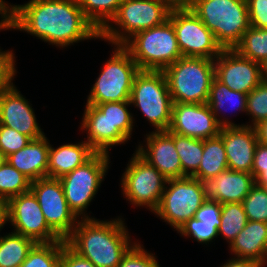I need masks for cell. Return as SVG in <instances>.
Segmentation results:
<instances>
[{"label": "cell", "mask_w": 267, "mask_h": 267, "mask_svg": "<svg viewBox=\"0 0 267 267\" xmlns=\"http://www.w3.org/2000/svg\"><path fill=\"white\" fill-rule=\"evenodd\" d=\"M11 28L58 47L100 38V32L84 16L77 0H31L12 5Z\"/></svg>", "instance_id": "obj_1"}, {"label": "cell", "mask_w": 267, "mask_h": 267, "mask_svg": "<svg viewBox=\"0 0 267 267\" xmlns=\"http://www.w3.org/2000/svg\"><path fill=\"white\" fill-rule=\"evenodd\" d=\"M123 222L119 217L112 221L78 220L66 243L96 267H117L135 244L131 243Z\"/></svg>", "instance_id": "obj_2"}, {"label": "cell", "mask_w": 267, "mask_h": 267, "mask_svg": "<svg viewBox=\"0 0 267 267\" xmlns=\"http://www.w3.org/2000/svg\"><path fill=\"white\" fill-rule=\"evenodd\" d=\"M191 10L222 49H234L250 27L247 0H195Z\"/></svg>", "instance_id": "obj_3"}, {"label": "cell", "mask_w": 267, "mask_h": 267, "mask_svg": "<svg viewBox=\"0 0 267 267\" xmlns=\"http://www.w3.org/2000/svg\"><path fill=\"white\" fill-rule=\"evenodd\" d=\"M163 72L173 103H207L215 77L214 59L182 56Z\"/></svg>", "instance_id": "obj_4"}, {"label": "cell", "mask_w": 267, "mask_h": 267, "mask_svg": "<svg viewBox=\"0 0 267 267\" xmlns=\"http://www.w3.org/2000/svg\"><path fill=\"white\" fill-rule=\"evenodd\" d=\"M123 46L139 70L163 71L182 57L172 22L135 33Z\"/></svg>", "instance_id": "obj_5"}, {"label": "cell", "mask_w": 267, "mask_h": 267, "mask_svg": "<svg viewBox=\"0 0 267 267\" xmlns=\"http://www.w3.org/2000/svg\"><path fill=\"white\" fill-rule=\"evenodd\" d=\"M171 9L160 0H122L116 15L100 31V38L112 45H123L135 33L163 24ZM121 28L120 30H118Z\"/></svg>", "instance_id": "obj_6"}, {"label": "cell", "mask_w": 267, "mask_h": 267, "mask_svg": "<svg viewBox=\"0 0 267 267\" xmlns=\"http://www.w3.org/2000/svg\"><path fill=\"white\" fill-rule=\"evenodd\" d=\"M130 103L138 107L155 131H168L173 101L163 71L140 70L134 77Z\"/></svg>", "instance_id": "obj_7"}, {"label": "cell", "mask_w": 267, "mask_h": 267, "mask_svg": "<svg viewBox=\"0 0 267 267\" xmlns=\"http://www.w3.org/2000/svg\"><path fill=\"white\" fill-rule=\"evenodd\" d=\"M114 46L113 55L91 88L87 104L130 101L133 80L140 70L123 45Z\"/></svg>", "instance_id": "obj_8"}, {"label": "cell", "mask_w": 267, "mask_h": 267, "mask_svg": "<svg viewBox=\"0 0 267 267\" xmlns=\"http://www.w3.org/2000/svg\"><path fill=\"white\" fill-rule=\"evenodd\" d=\"M109 155L96 152L88 161L60 178L69 209L76 217L90 219L85 209L96 195L109 166Z\"/></svg>", "instance_id": "obj_9"}, {"label": "cell", "mask_w": 267, "mask_h": 267, "mask_svg": "<svg viewBox=\"0 0 267 267\" xmlns=\"http://www.w3.org/2000/svg\"><path fill=\"white\" fill-rule=\"evenodd\" d=\"M161 202L154 212L177 231L206 201L200 180L193 177L168 179Z\"/></svg>", "instance_id": "obj_10"}, {"label": "cell", "mask_w": 267, "mask_h": 267, "mask_svg": "<svg viewBox=\"0 0 267 267\" xmlns=\"http://www.w3.org/2000/svg\"><path fill=\"white\" fill-rule=\"evenodd\" d=\"M134 154L122 176L123 194L133 205H146L154 213L161 202L168 179L137 152Z\"/></svg>", "instance_id": "obj_11"}, {"label": "cell", "mask_w": 267, "mask_h": 267, "mask_svg": "<svg viewBox=\"0 0 267 267\" xmlns=\"http://www.w3.org/2000/svg\"><path fill=\"white\" fill-rule=\"evenodd\" d=\"M168 19L173 24L182 56L215 59L223 50L191 8L171 9Z\"/></svg>", "instance_id": "obj_12"}, {"label": "cell", "mask_w": 267, "mask_h": 267, "mask_svg": "<svg viewBox=\"0 0 267 267\" xmlns=\"http://www.w3.org/2000/svg\"><path fill=\"white\" fill-rule=\"evenodd\" d=\"M30 190L37 198L48 226L62 240H66L72 234L78 220L69 209L60 179L40 178L31 182Z\"/></svg>", "instance_id": "obj_13"}, {"label": "cell", "mask_w": 267, "mask_h": 267, "mask_svg": "<svg viewBox=\"0 0 267 267\" xmlns=\"http://www.w3.org/2000/svg\"><path fill=\"white\" fill-rule=\"evenodd\" d=\"M7 221L14 231L35 243H49L62 240L47 224L37 198L31 190L7 201Z\"/></svg>", "instance_id": "obj_14"}, {"label": "cell", "mask_w": 267, "mask_h": 267, "mask_svg": "<svg viewBox=\"0 0 267 267\" xmlns=\"http://www.w3.org/2000/svg\"><path fill=\"white\" fill-rule=\"evenodd\" d=\"M215 77L229 89L249 94L262 81L261 65L235 49H223L214 59Z\"/></svg>", "instance_id": "obj_15"}, {"label": "cell", "mask_w": 267, "mask_h": 267, "mask_svg": "<svg viewBox=\"0 0 267 267\" xmlns=\"http://www.w3.org/2000/svg\"><path fill=\"white\" fill-rule=\"evenodd\" d=\"M221 126L206 103H173L169 132L198 139L220 134Z\"/></svg>", "instance_id": "obj_16"}, {"label": "cell", "mask_w": 267, "mask_h": 267, "mask_svg": "<svg viewBox=\"0 0 267 267\" xmlns=\"http://www.w3.org/2000/svg\"><path fill=\"white\" fill-rule=\"evenodd\" d=\"M146 145L138 146L137 153L150 165L154 166L165 178L186 177L182 173L181 161L174 145V133L153 131L146 135Z\"/></svg>", "instance_id": "obj_17"}, {"label": "cell", "mask_w": 267, "mask_h": 267, "mask_svg": "<svg viewBox=\"0 0 267 267\" xmlns=\"http://www.w3.org/2000/svg\"><path fill=\"white\" fill-rule=\"evenodd\" d=\"M0 124L25 134L32 140L44 136L33 108L15 86L0 93Z\"/></svg>", "instance_id": "obj_18"}, {"label": "cell", "mask_w": 267, "mask_h": 267, "mask_svg": "<svg viewBox=\"0 0 267 267\" xmlns=\"http://www.w3.org/2000/svg\"><path fill=\"white\" fill-rule=\"evenodd\" d=\"M227 155L228 168L233 171L252 174L254 153L258 144L254 127H221L220 134Z\"/></svg>", "instance_id": "obj_19"}, {"label": "cell", "mask_w": 267, "mask_h": 267, "mask_svg": "<svg viewBox=\"0 0 267 267\" xmlns=\"http://www.w3.org/2000/svg\"><path fill=\"white\" fill-rule=\"evenodd\" d=\"M206 200L242 203L255 185L253 174L227 169L216 177L200 180Z\"/></svg>", "instance_id": "obj_20"}, {"label": "cell", "mask_w": 267, "mask_h": 267, "mask_svg": "<svg viewBox=\"0 0 267 267\" xmlns=\"http://www.w3.org/2000/svg\"><path fill=\"white\" fill-rule=\"evenodd\" d=\"M50 143L45 135L31 140L24 148L10 154L5 160L31 181L47 177Z\"/></svg>", "instance_id": "obj_21"}, {"label": "cell", "mask_w": 267, "mask_h": 267, "mask_svg": "<svg viewBox=\"0 0 267 267\" xmlns=\"http://www.w3.org/2000/svg\"><path fill=\"white\" fill-rule=\"evenodd\" d=\"M229 245L237 259H252L265 265L267 262V223L248 220L246 226Z\"/></svg>", "instance_id": "obj_22"}, {"label": "cell", "mask_w": 267, "mask_h": 267, "mask_svg": "<svg viewBox=\"0 0 267 267\" xmlns=\"http://www.w3.org/2000/svg\"><path fill=\"white\" fill-rule=\"evenodd\" d=\"M96 151L86 142L64 144L58 148L50 145L47 177L60 179L88 161Z\"/></svg>", "instance_id": "obj_23"}, {"label": "cell", "mask_w": 267, "mask_h": 267, "mask_svg": "<svg viewBox=\"0 0 267 267\" xmlns=\"http://www.w3.org/2000/svg\"><path fill=\"white\" fill-rule=\"evenodd\" d=\"M95 105L110 122V148L111 146L127 142L131 137L133 116L128 111L130 101L108 102Z\"/></svg>", "instance_id": "obj_24"}, {"label": "cell", "mask_w": 267, "mask_h": 267, "mask_svg": "<svg viewBox=\"0 0 267 267\" xmlns=\"http://www.w3.org/2000/svg\"><path fill=\"white\" fill-rule=\"evenodd\" d=\"M206 104L211 108L217 122L221 127L243 126L234 124L228 121V119H220L218 115L220 114L219 112L222 111V109L224 110L225 107L227 109L229 105L233 109L246 112L247 94L229 89L225 84L214 77L211 83L209 97Z\"/></svg>", "instance_id": "obj_25"}, {"label": "cell", "mask_w": 267, "mask_h": 267, "mask_svg": "<svg viewBox=\"0 0 267 267\" xmlns=\"http://www.w3.org/2000/svg\"><path fill=\"white\" fill-rule=\"evenodd\" d=\"M81 128L86 130L87 143L96 151L108 154L110 122L95 105L86 104Z\"/></svg>", "instance_id": "obj_26"}, {"label": "cell", "mask_w": 267, "mask_h": 267, "mask_svg": "<svg viewBox=\"0 0 267 267\" xmlns=\"http://www.w3.org/2000/svg\"><path fill=\"white\" fill-rule=\"evenodd\" d=\"M229 169L227 155L220 135L203 140V156L198 170L191 176L198 180L216 177Z\"/></svg>", "instance_id": "obj_27"}, {"label": "cell", "mask_w": 267, "mask_h": 267, "mask_svg": "<svg viewBox=\"0 0 267 267\" xmlns=\"http://www.w3.org/2000/svg\"><path fill=\"white\" fill-rule=\"evenodd\" d=\"M35 242L21 234L11 232L0 237V267H19L27 258Z\"/></svg>", "instance_id": "obj_28"}, {"label": "cell", "mask_w": 267, "mask_h": 267, "mask_svg": "<svg viewBox=\"0 0 267 267\" xmlns=\"http://www.w3.org/2000/svg\"><path fill=\"white\" fill-rule=\"evenodd\" d=\"M174 145L178 152L182 173L192 176L199 168L203 156V139L174 133Z\"/></svg>", "instance_id": "obj_29"}, {"label": "cell", "mask_w": 267, "mask_h": 267, "mask_svg": "<svg viewBox=\"0 0 267 267\" xmlns=\"http://www.w3.org/2000/svg\"><path fill=\"white\" fill-rule=\"evenodd\" d=\"M84 16L100 32L116 15L122 0H77Z\"/></svg>", "instance_id": "obj_30"}, {"label": "cell", "mask_w": 267, "mask_h": 267, "mask_svg": "<svg viewBox=\"0 0 267 267\" xmlns=\"http://www.w3.org/2000/svg\"><path fill=\"white\" fill-rule=\"evenodd\" d=\"M66 240L35 243L19 267H60L62 247Z\"/></svg>", "instance_id": "obj_31"}, {"label": "cell", "mask_w": 267, "mask_h": 267, "mask_svg": "<svg viewBox=\"0 0 267 267\" xmlns=\"http://www.w3.org/2000/svg\"><path fill=\"white\" fill-rule=\"evenodd\" d=\"M234 49L242 57L261 63L267 58V28L250 26Z\"/></svg>", "instance_id": "obj_32"}, {"label": "cell", "mask_w": 267, "mask_h": 267, "mask_svg": "<svg viewBox=\"0 0 267 267\" xmlns=\"http://www.w3.org/2000/svg\"><path fill=\"white\" fill-rule=\"evenodd\" d=\"M31 182L5 159L0 164V199L8 201L12 197L28 192Z\"/></svg>", "instance_id": "obj_33"}, {"label": "cell", "mask_w": 267, "mask_h": 267, "mask_svg": "<svg viewBox=\"0 0 267 267\" xmlns=\"http://www.w3.org/2000/svg\"><path fill=\"white\" fill-rule=\"evenodd\" d=\"M221 225L218 235H222L230 244L246 226L248 219L242 203L221 204Z\"/></svg>", "instance_id": "obj_34"}, {"label": "cell", "mask_w": 267, "mask_h": 267, "mask_svg": "<svg viewBox=\"0 0 267 267\" xmlns=\"http://www.w3.org/2000/svg\"><path fill=\"white\" fill-rule=\"evenodd\" d=\"M242 204L249 221L267 223V193L262 186L255 184Z\"/></svg>", "instance_id": "obj_35"}, {"label": "cell", "mask_w": 267, "mask_h": 267, "mask_svg": "<svg viewBox=\"0 0 267 267\" xmlns=\"http://www.w3.org/2000/svg\"><path fill=\"white\" fill-rule=\"evenodd\" d=\"M246 113L252 116V124L248 126L254 127L260 121L267 119V81H262L249 94H247Z\"/></svg>", "instance_id": "obj_36"}, {"label": "cell", "mask_w": 267, "mask_h": 267, "mask_svg": "<svg viewBox=\"0 0 267 267\" xmlns=\"http://www.w3.org/2000/svg\"><path fill=\"white\" fill-rule=\"evenodd\" d=\"M218 229L216 224H207L193 217L179 228L178 233L186 237L192 236L199 243L209 244L219 236Z\"/></svg>", "instance_id": "obj_37"}, {"label": "cell", "mask_w": 267, "mask_h": 267, "mask_svg": "<svg viewBox=\"0 0 267 267\" xmlns=\"http://www.w3.org/2000/svg\"><path fill=\"white\" fill-rule=\"evenodd\" d=\"M31 140L25 134L0 124V153L4 159L24 148Z\"/></svg>", "instance_id": "obj_38"}, {"label": "cell", "mask_w": 267, "mask_h": 267, "mask_svg": "<svg viewBox=\"0 0 267 267\" xmlns=\"http://www.w3.org/2000/svg\"><path fill=\"white\" fill-rule=\"evenodd\" d=\"M117 267H160L151 253L146 252L140 243L135 244L128 250Z\"/></svg>", "instance_id": "obj_39"}, {"label": "cell", "mask_w": 267, "mask_h": 267, "mask_svg": "<svg viewBox=\"0 0 267 267\" xmlns=\"http://www.w3.org/2000/svg\"><path fill=\"white\" fill-rule=\"evenodd\" d=\"M14 59L12 51L0 50V93L14 86L11 82L16 73Z\"/></svg>", "instance_id": "obj_40"}, {"label": "cell", "mask_w": 267, "mask_h": 267, "mask_svg": "<svg viewBox=\"0 0 267 267\" xmlns=\"http://www.w3.org/2000/svg\"><path fill=\"white\" fill-rule=\"evenodd\" d=\"M250 26L267 28V0H247Z\"/></svg>", "instance_id": "obj_41"}, {"label": "cell", "mask_w": 267, "mask_h": 267, "mask_svg": "<svg viewBox=\"0 0 267 267\" xmlns=\"http://www.w3.org/2000/svg\"><path fill=\"white\" fill-rule=\"evenodd\" d=\"M194 217L207 224H216L219 228L221 225V204L216 201L206 200L196 211Z\"/></svg>", "instance_id": "obj_42"}, {"label": "cell", "mask_w": 267, "mask_h": 267, "mask_svg": "<svg viewBox=\"0 0 267 267\" xmlns=\"http://www.w3.org/2000/svg\"><path fill=\"white\" fill-rule=\"evenodd\" d=\"M60 267H96L90 260L79 255L67 243L62 247Z\"/></svg>", "instance_id": "obj_43"}, {"label": "cell", "mask_w": 267, "mask_h": 267, "mask_svg": "<svg viewBox=\"0 0 267 267\" xmlns=\"http://www.w3.org/2000/svg\"><path fill=\"white\" fill-rule=\"evenodd\" d=\"M260 173H267V146L258 143L255 149L252 165V174L254 179Z\"/></svg>", "instance_id": "obj_44"}, {"label": "cell", "mask_w": 267, "mask_h": 267, "mask_svg": "<svg viewBox=\"0 0 267 267\" xmlns=\"http://www.w3.org/2000/svg\"><path fill=\"white\" fill-rule=\"evenodd\" d=\"M4 0H0V15L3 18L0 21V27L2 29H10L12 22V5L8 6Z\"/></svg>", "instance_id": "obj_45"}, {"label": "cell", "mask_w": 267, "mask_h": 267, "mask_svg": "<svg viewBox=\"0 0 267 267\" xmlns=\"http://www.w3.org/2000/svg\"><path fill=\"white\" fill-rule=\"evenodd\" d=\"M264 265L261 264L258 261L252 260V259H237L232 258L231 260H228L226 264L220 267H263Z\"/></svg>", "instance_id": "obj_46"}, {"label": "cell", "mask_w": 267, "mask_h": 267, "mask_svg": "<svg viewBox=\"0 0 267 267\" xmlns=\"http://www.w3.org/2000/svg\"><path fill=\"white\" fill-rule=\"evenodd\" d=\"M258 143L267 146V119L254 126Z\"/></svg>", "instance_id": "obj_47"}, {"label": "cell", "mask_w": 267, "mask_h": 267, "mask_svg": "<svg viewBox=\"0 0 267 267\" xmlns=\"http://www.w3.org/2000/svg\"><path fill=\"white\" fill-rule=\"evenodd\" d=\"M164 2L170 9L191 8L195 0H160Z\"/></svg>", "instance_id": "obj_48"}, {"label": "cell", "mask_w": 267, "mask_h": 267, "mask_svg": "<svg viewBox=\"0 0 267 267\" xmlns=\"http://www.w3.org/2000/svg\"><path fill=\"white\" fill-rule=\"evenodd\" d=\"M7 221V201L0 199V231Z\"/></svg>", "instance_id": "obj_49"}, {"label": "cell", "mask_w": 267, "mask_h": 267, "mask_svg": "<svg viewBox=\"0 0 267 267\" xmlns=\"http://www.w3.org/2000/svg\"><path fill=\"white\" fill-rule=\"evenodd\" d=\"M255 184L262 186V188L267 193V173H260L255 178Z\"/></svg>", "instance_id": "obj_50"}, {"label": "cell", "mask_w": 267, "mask_h": 267, "mask_svg": "<svg viewBox=\"0 0 267 267\" xmlns=\"http://www.w3.org/2000/svg\"><path fill=\"white\" fill-rule=\"evenodd\" d=\"M261 65V73H262V79L264 81H267V58L260 63Z\"/></svg>", "instance_id": "obj_51"}, {"label": "cell", "mask_w": 267, "mask_h": 267, "mask_svg": "<svg viewBox=\"0 0 267 267\" xmlns=\"http://www.w3.org/2000/svg\"><path fill=\"white\" fill-rule=\"evenodd\" d=\"M4 158L2 156V154L0 153V164L3 162Z\"/></svg>", "instance_id": "obj_52"}]
</instances>
